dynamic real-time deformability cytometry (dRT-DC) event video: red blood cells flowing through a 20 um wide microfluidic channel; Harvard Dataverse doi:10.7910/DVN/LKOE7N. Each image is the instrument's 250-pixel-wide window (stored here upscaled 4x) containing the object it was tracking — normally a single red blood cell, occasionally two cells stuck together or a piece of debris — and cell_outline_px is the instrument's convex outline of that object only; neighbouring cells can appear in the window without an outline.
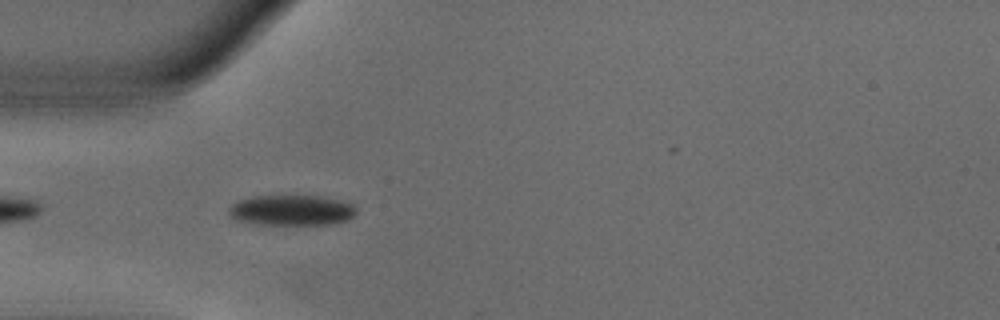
{"species": "common noctule bat (a hibernating species)", "species_latin": "Nyctalus noctula", "temperature_condition": "warm", "stored_images_in_passage": 34, "camera_frame_rate_fps": 3000, "um_per_image_px": 0.085, "animal": {"sex": "male", "body_mass_g": 18.8}, "frame": {"image": 1, "passage_image": 3, "time_ms": 0.667, "image_size_px": [1000, 320], "cell_outline_px": [[356, 212], [348, 220], [332, 224], [256, 224], [236, 220], [228, 212], [228, 208], [236, 200], [252, 196], [320, 196], [340, 200], [352, 204], [356, 208]], "centroid_in_image_um": [24.76, 17.86], "position_along_channel_um": 60.2, "area_um2": 22.66}}
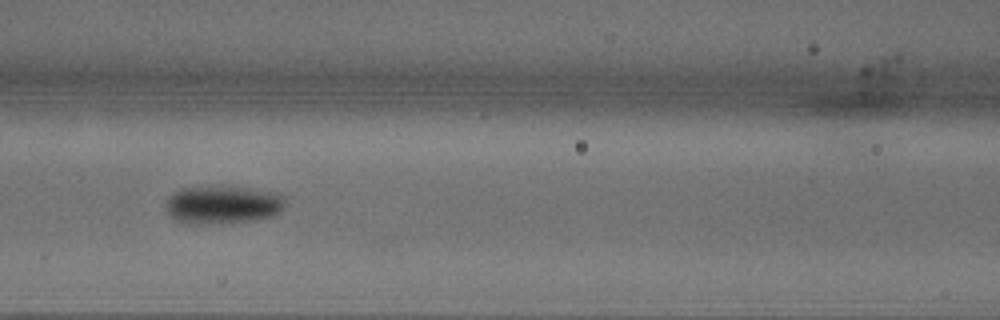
{"frame": {"image": 2, "passage_image": 10, "time_ms": 3.0, "image_size_px": [1000, 320], "cell_outline_px": [[284, 200], [280, 208], [272, 216], [256, 220], [216, 224], [184, 224], [168, 216], [164, 208], [164, 204], [180, 188], [220, 184], [280, 192]], "centroid_in_image_um": [18.87, 17.38], "position_along_channel_um": 147.7, "area_um2": 27.28}}
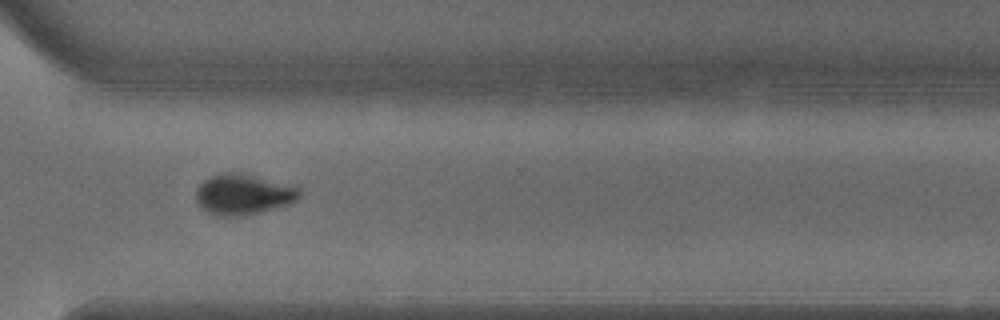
{"frame": {"image": 3, "passage_image": 26, "time_ms": 8.333, "image_size_px": [1000, 320], "cell_outline_px": [[300, 196], [296, 200], [288, 204], [260, 212], [244, 216], [216, 216], [208, 212], [196, 200], [196, 188], [208, 176], [224, 172], [232, 172], [300, 184]], "centroid_in_image_um": [20.73, 16.5], "position_along_channel_um": 349.9, "area_um2": 24.85}, "authors_computed_cell_mechanics": {"area_um2": 24.6517, "velocity_mm_per_s": 3.8014, "shape_relaxation_time_tau1_ms": 2.4949, "shape_relaxation_time_tau2_ms": null, "deformation_change_tau1": 0.1235, "deformation_change_tau2": null}}